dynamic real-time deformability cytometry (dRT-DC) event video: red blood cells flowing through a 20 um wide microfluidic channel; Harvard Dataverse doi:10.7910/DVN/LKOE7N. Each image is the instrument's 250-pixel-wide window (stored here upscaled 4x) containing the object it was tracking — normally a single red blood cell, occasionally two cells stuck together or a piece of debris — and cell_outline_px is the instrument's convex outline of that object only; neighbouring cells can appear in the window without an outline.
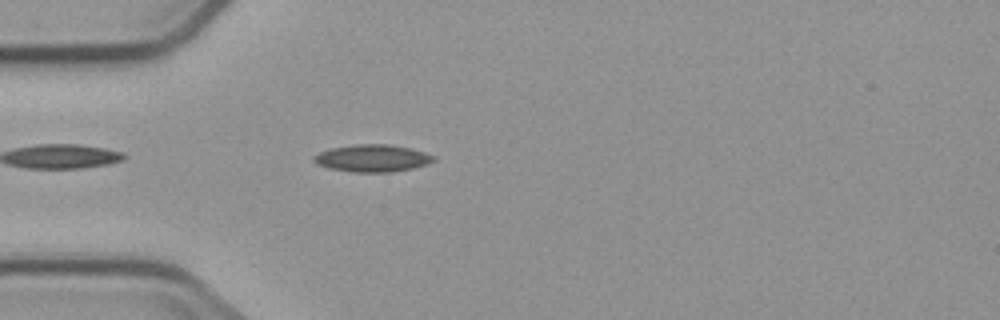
{"species": "common noctule bat (a hibernating species)", "species_latin": "Nyctalus noctula", "temperature_condition": "cold", "stored_images_in_passage": 4, "camera_frame_rate_fps": 3000, "um_per_image_px": 0.085, "animal": {"sex": "male", "body_mass_g": 23.1, "forearm_length_mm": 52.7}, "frame": {"image": 1, "passage_image": 4, "time_ms": 3.667, "image_size_px": [1000, 320], "cell_outline_px": [[436, 160], [428, 164], [412, 168], [388, 172], [352, 172], [328, 168], [316, 164], [312, 160], [312, 156], [320, 152], [332, 148], [352, 144], [392, 144], [424, 152], [432, 156]], "centroid_in_image_um": [31.6, 13.44], "position_along_channel_um": 53.4, "area_um2": 19.02}}